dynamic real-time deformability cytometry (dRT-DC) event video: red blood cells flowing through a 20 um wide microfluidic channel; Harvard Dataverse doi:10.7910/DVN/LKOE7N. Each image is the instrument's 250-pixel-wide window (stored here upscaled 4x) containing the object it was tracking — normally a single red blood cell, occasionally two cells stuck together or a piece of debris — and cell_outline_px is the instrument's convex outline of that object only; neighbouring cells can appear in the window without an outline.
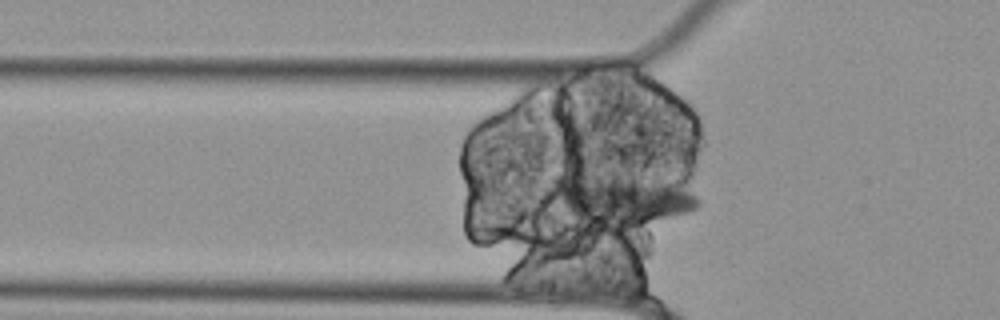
{"species": "Egyptian fruit bat (a non-hibernating species)", "species_latin": "Rousettus aegyptiacus", "temperature_condition": "cold", "stored_images_in_passage": 39, "segment_of_instrument_passage": [1, 2], "camera_frame_rate_fps": 3000, "um_per_image_px": 0.085, "animal": {"sex": "female"}, "frame": {"image": 1, "passage_image": 18, "time_ms": 5.667, "image_size_px": [1000, 320], "cell_outline_px": [[700, 204], [696, 208], [688, 212], [640, 224], [624, 224], [580, 220], [556, 204], [556, 200], [560, 184], [572, 172], [652, 176], [688, 192], [696, 196]], "centroid_in_image_um": [52.89, 16.85], "position_along_channel_um": 72.9, "area_um2": 40.52}}